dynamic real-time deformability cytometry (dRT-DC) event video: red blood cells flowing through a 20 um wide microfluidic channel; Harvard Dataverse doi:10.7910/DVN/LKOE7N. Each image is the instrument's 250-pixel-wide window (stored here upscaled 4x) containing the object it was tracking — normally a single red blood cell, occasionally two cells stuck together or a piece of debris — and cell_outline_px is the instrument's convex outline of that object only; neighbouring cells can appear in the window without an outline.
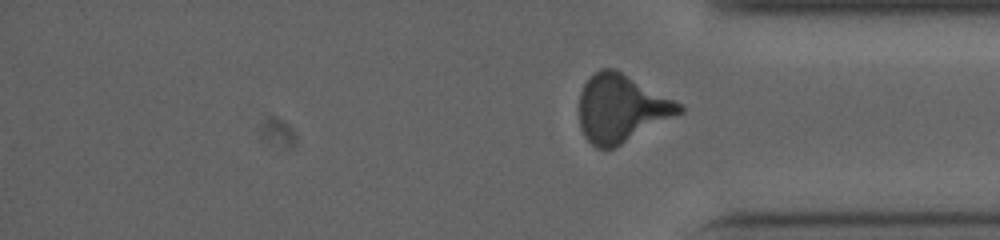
{"species": "human", "species_latin": "Homo sapiens", "temperature_condition": "cold", "stored_images_in_passage": 52, "segment_of_instrument_passage": [2, 2], "camera_frame_rate_fps": 3000, "um_per_image_px": 0.085, "donor": {"sex": "male"}, "frame": {"image": 1, "passage_image": 52, "time_ms": 19.667, "image_size_px": [1000, 240], "cell_outline_px": [[684, 112], [612, 148], [596, 148], [584, 136], [580, 128], [580, 92], [584, 84], [600, 68], [616, 68], [684, 104]], "centroid_in_image_um": [52.84, 9.18], "position_along_channel_um": 382.4, "area_um2": 39.42}}